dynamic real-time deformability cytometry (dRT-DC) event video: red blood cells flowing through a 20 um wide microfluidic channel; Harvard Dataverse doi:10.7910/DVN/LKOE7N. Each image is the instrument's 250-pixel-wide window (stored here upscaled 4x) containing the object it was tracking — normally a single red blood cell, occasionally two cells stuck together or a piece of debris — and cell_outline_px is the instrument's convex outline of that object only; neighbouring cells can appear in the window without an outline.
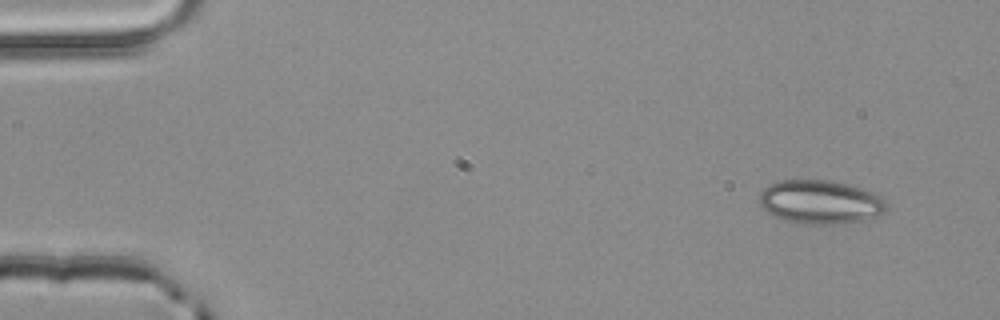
{"species": "common noctule bat (a hibernating species)", "species_latin": "Nyctalus noctula", "temperature_condition": "room temperature", "stored_images_in_passage": 3, "camera_frame_rate_fps": 3000, "um_per_image_px": 0.085, "animal": {"sex": "male", "body_mass_g": 20.4}, "frame": {"image": 1, "passage_image": 1, "time_ms": 0.0, "image_size_px": [1000, 320], "cell_outline_px": [[888, 208], [884, 212], [876, 216], [864, 220], [836, 224], [796, 224], [772, 216], [760, 204], [760, 192], [768, 184], [780, 180], [832, 180], [860, 188], [872, 192], [880, 196], [884, 200]], "centroid_in_image_um": [69.7, 17.18], "position_along_channel_um": 15.3, "area_um2": 32.54}}